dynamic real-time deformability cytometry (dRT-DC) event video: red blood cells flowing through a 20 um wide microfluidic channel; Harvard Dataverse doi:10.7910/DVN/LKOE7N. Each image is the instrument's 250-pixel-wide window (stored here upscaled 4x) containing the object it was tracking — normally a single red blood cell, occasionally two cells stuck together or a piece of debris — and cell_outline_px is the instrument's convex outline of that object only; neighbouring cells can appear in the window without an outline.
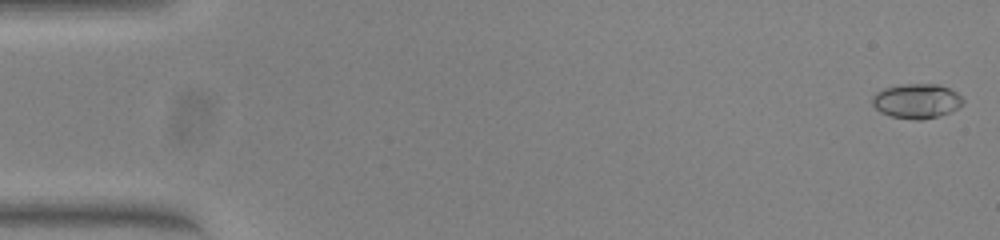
{"species": "common noctule bat (a hibernating species)", "species_latin": "Nyctalus noctula", "temperature_condition": "warm", "stored_images_in_passage": 53, "camera_frame_rate_fps": 3000, "um_per_image_px": 0.085, "animal": {"sex": "female", "body_mass_g": 23.0, "forearm_length_mm": 53.4}, "frame": {"image": 1, "passage_image": 1, "time_ms": 0.0, "image_size_px": [1000, 240], "cell_outline_px": [[964, 104], [948, 112], [936, 116], [920, 120], [916, 120], [888, 116], [880, 112], [872, 104], [872, 96], [876, 92], [884, 88], [900, 84], [940, 84], [956, 92], [964, 100]], "centroid_in_image_um": [77.88, 8.58], "position_along_channel_um": 7.1, "area_um2": 18.32}}
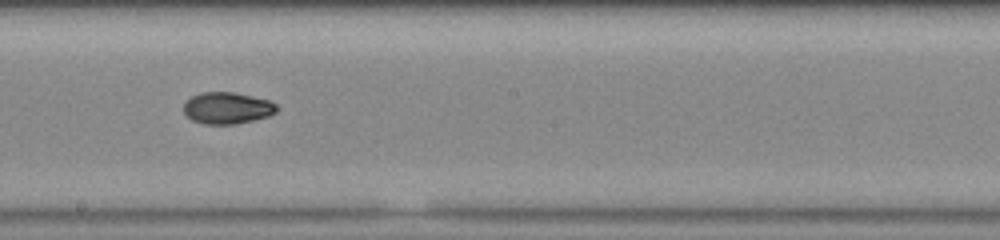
{"frame": {"image": 2, "passage_image": 30, "time_ms": 9.667, "image_size_px": [1000, 240], "cell_outline_px": [[276, 112], [268, 116], [236, 124], [204, 124], [192, 120], [184, 112], [184, 104], [192, 96], [200, 92], [236, 92], [272, 100], [276, 104]], "centroid_in_image_um": [19.33, 9.17], "position_along_channel_um": 228.9, "area_um2": 17.22}}
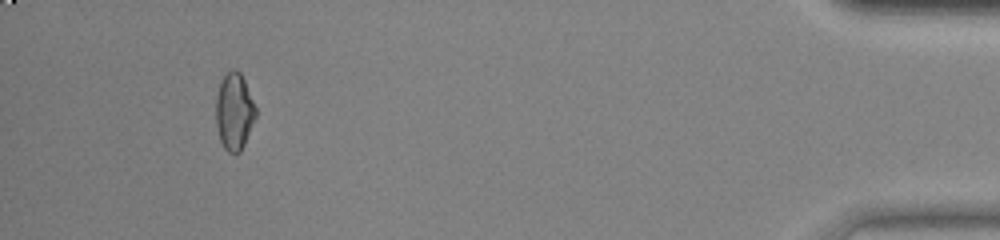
{"frame": {"image": 3, "passage_image": 50, "time_ms": 16.333, "image_size_px": [1000, 240], "cell_outline_px": [[256, 116], [244, 144], [240, 152], [236, 156], [228, 152], [224, 148], [220, 140], [216, 128], [216, 96], [220, 80], [232, 68], [236, 68], [240, 72], [244, 80], [256, 108]], "centroid_in_image_um": [19.89, 9.49], "position_along_channel_um": 415.3, "area_um2": 17.98}, "authors_computed_cell_mechanics": {"area_um2": 17.2822, "velocity_mm_per_s": 3.8479, "shape_relaxation_time_tau1_ms": 6.6757, "shape_relaxation_time_tau2_ms": 2.6712, "deformation_change_tau1": 0.1807, "deformation_change_tau2": 0.051}}